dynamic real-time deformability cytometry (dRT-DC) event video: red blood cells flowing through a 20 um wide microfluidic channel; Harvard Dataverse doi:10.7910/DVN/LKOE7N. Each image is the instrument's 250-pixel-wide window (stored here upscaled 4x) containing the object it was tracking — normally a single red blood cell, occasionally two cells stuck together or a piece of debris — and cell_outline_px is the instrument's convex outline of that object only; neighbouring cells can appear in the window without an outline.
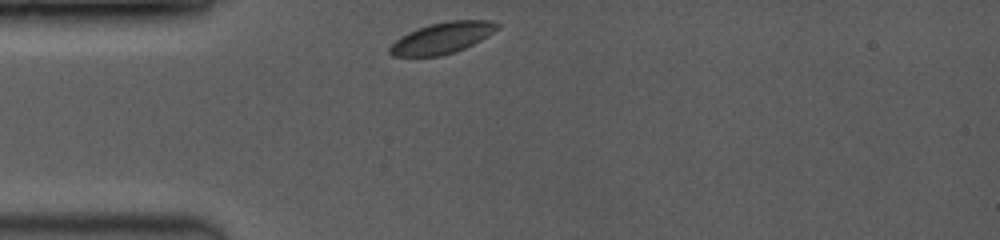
{"species": "common noctule bat (a hibernating species)", "species_latin": "Nyctalus noctula", "temperature_condition": "room temperature", "stored_images_in_passage": 2, "camera_frame_rate_fps": 3500, "um_per_image_px": 0.085, "animal": {"sex": "female", "body_mass_g": 19.0, "forearm_length_mm": 53.3}, "frame": {"image": 1, "passage_image": 1, "time_ms": 0.0, "image_size_px": [1000, 240], "cell_outline_px": [[500, 28], [488, 36], [464, 48], [440, 56], [392, 56], [388, 52], [388, 48], [400, 36], [408, 32], [432, 24], [448, 20], [492, 20], [500, 24]], "centroid_in_image_um": [37.6, 3.22], "position_along_channel_um": 47.4, "area_um2": 19.42}}